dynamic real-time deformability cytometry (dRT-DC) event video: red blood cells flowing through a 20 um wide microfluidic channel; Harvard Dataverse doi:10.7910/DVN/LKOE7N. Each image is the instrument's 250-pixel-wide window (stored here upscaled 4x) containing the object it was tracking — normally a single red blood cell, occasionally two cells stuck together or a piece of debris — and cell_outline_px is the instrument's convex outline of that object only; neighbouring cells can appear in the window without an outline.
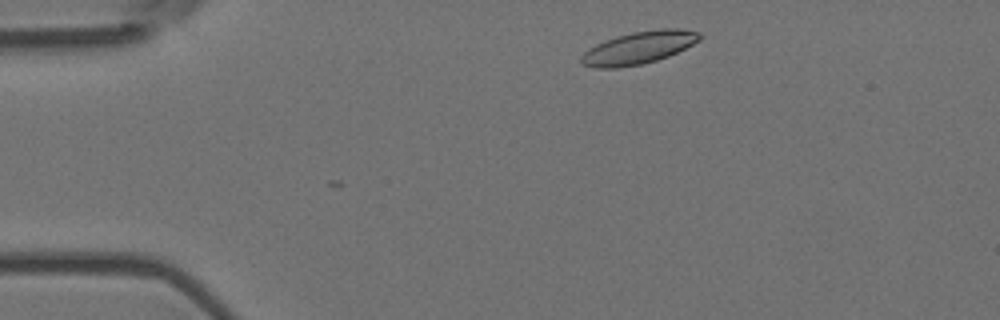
{"species": "Egyptian fruit bat (a non-hibernating species)", "species_latin": "Rousettus aegyptiacus", "temperature_condition": "room temperature", "stored_images_in_passage": 3, "camera_frame_rate_fps": 3000, "um_per_image_px": 0.085, "animal": {"sex": "female"}, "frame": {"image": 1, "passage_image": 1, "time_ms": 0.0, "image_size_px": [1000, 320], "cell_outline_px": [[700, 40], [668, 56], [656, 60], [640, 64], [616, 68], [596, 68], [580, 64], [580, 56], [588, 48], [604, 40], [616, 36], [632, 32], [660, 28], [680, 28], [700, 32]], "centroid_in_image_um": [54.25, 4.05], "position_along_channel_um": 30.8, "area_um2": 22.43}}